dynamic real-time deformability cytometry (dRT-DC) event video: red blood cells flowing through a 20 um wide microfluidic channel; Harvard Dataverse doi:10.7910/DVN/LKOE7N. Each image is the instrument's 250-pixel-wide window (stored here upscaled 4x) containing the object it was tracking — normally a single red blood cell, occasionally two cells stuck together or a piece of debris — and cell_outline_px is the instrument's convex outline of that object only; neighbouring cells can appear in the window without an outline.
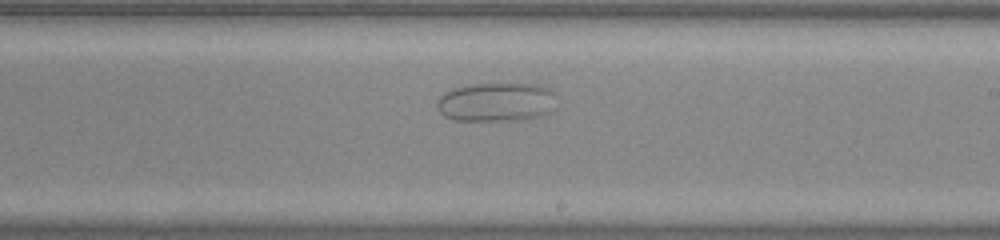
{"species": "common noctule bat (a hibernating species)", "species_latin": "Nyctalus noctula", "temperature_condition": "warm", "stored_images_in_passage": 33, "camera_frame_rate_fps": 3000, "um_per_image_px": 0.085, "animal": {"sex": "male", "body_mass_g": 20.0, "forearm_length_mm": 53.3}, "frame": {"image": 1, "passage_image": 15, "time_ms": 4.667, "image_size_px": [1000, 240], "cell_outline_px": [[556, 108], [552, 112], [544, 116], [516, 120], [456, 120], [444, 116], [436, 108], [436, 104], [440, 96], [444, 92], [456, 88], [472, 84], [536, 84], [548, 88], [552, 92]], "centroid_in_image_um": [42.2, 8.69], "position_along_channel_um": 246.8, "area_um2": 27.22}}
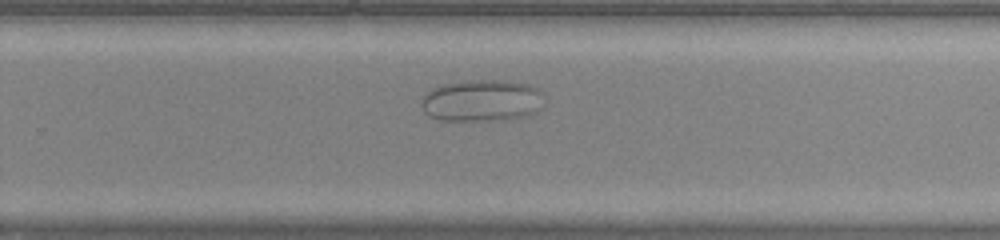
{"frame": {"image": 2, "passage_image": 18, "time_ms": 5.667, "image_size_px": [1000, 240], "cell_outline_px": [[548, 96], [540, 108], [536, 112], [528, 116], [504, 120], [440, 120], [428, 116], [424, 112], [420, 104], [420, 96], [428, 88], [440, 84], [464, 80], [508, 80], [528, 84], [544, 92]], "centroid_in_image_um": [40.94, 8.53], "position_along_channel_um": 288.9, "area_um2": 31.1}}